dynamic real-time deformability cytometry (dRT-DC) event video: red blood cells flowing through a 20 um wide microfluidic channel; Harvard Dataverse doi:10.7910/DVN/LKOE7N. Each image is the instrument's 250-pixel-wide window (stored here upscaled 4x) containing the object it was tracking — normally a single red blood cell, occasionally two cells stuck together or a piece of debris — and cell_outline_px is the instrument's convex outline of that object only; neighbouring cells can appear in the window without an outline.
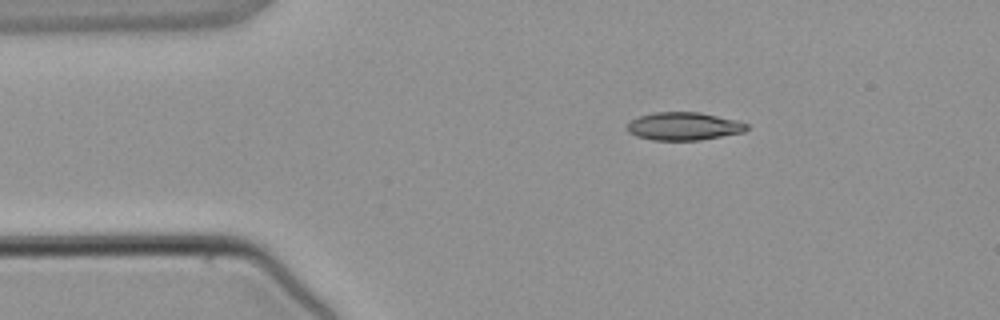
{"species": "common noctule bat (a hibernating species)", "species_latin": "Nyctalus noctula", "temperature_condition": "warm", "stored_images_in_passage": 2, "camera_frame_rate_fps": 3000, "um_per_image_px": 0.085, "animal": {"sex": "male", "body_mass_g": 21.5, "forearm_length_mm": 52.0}, "frame": {"image": 1, "passage_image": 1, "time_ms": 0.0, "image_size_px": [1000, 320], "cell_outline_px": [[748, 128], [744, 132], [700, 140], [652, 140], [636, 136], [628, 132], [628, 124], [632, 120], [640, 116], [652, 112], [700, 112], [736, 120], [748, 124]], "centroid_in_image_um": [58.13, 10.73], "position_along_channel_um": 26.9, "area_um2": 19.42}}